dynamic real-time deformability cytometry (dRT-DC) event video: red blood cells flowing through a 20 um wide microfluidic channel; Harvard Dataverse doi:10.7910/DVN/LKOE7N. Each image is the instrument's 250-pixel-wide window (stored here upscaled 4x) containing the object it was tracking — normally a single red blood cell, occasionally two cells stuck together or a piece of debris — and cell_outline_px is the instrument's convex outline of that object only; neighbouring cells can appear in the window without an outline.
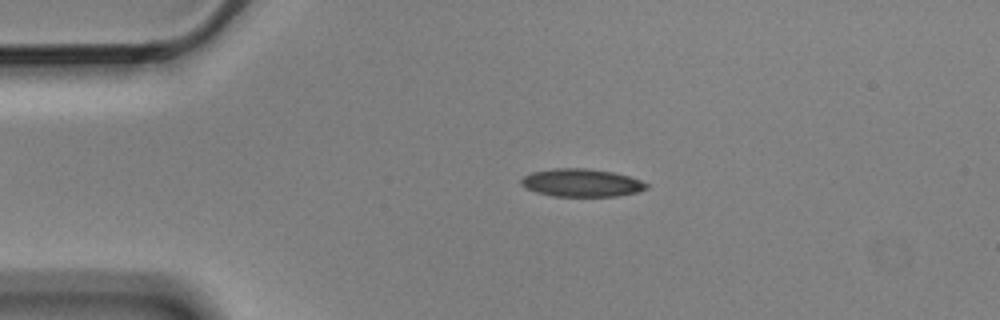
{"species": "Egyptian fruit bat (a non-hibernating species)", "species_latin": "Rousettus aegyptiacus", "temperature_condition": "cold", "stored_images_in_passage": 3, "segment_of_instrument_passage": [1, 2], "camera_frame_rate_fps": 3000, "um_per_image_px": 0.085, "animal": {"sex": "male"}, "frame": {"image": 1, "passage_image": 1, "time_ms": 0.0, "image_size_px": [1000, 320], "cell_outline_px": [[648, 188], [636, 192], [616, 196], [552, 196], [536, 192], [524, 188], [520, 184], [520, 180], [524, 176], [532, 172], [556, 168], [584, 168], [612, 172], [628, 176], [640, 180], [648, 184]], "centroid_in_image_um": [49.39, 15.54], "position_along_channel_um": 35.6, "area_um2": 20.29}}